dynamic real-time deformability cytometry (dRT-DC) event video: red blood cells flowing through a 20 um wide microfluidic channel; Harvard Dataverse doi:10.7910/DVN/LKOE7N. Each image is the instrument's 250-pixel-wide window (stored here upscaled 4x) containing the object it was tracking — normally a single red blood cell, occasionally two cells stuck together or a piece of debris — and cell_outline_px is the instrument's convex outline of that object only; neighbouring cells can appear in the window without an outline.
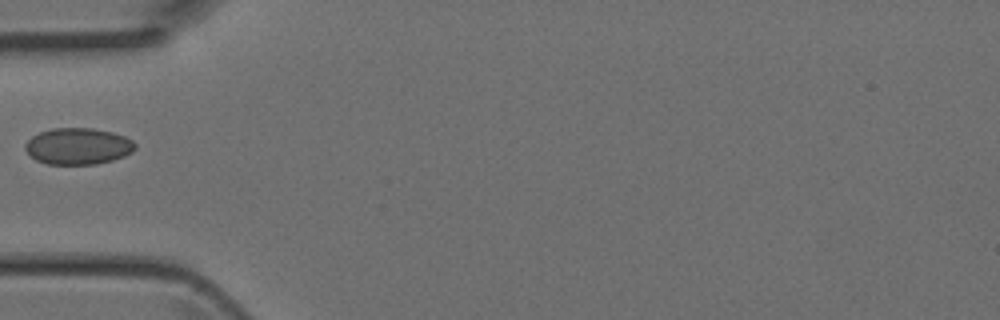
{"species": "Egyptian fruit bat (a non-hibernating species)", "species_latin": "Rousettus aegyptiacus", "temperature_condition": "room temperature", "stored_images_in_passage": 4, "camera_frame_rate_fps": 3000, "um_per_image_px": 0.085, "animal": {"sex": "female"}, "frame": {"image": 1, "passage_image": 4, "time_ms": 1.0, "image_size_px": [1000, 320], "cell_outline_px": [[136, 148], [132, 152], [124, 156], [112, 160], [96, 164], [48, 164], [36, 160], [24, 148], [24, 144], [32, 136], [40, 132], [52, 128], [92, 128], [112, 132], [124, 136], [132, 140], [136, 144]], "centroid_in_image_um": [6.64, 12.42], "position_along_channel_um": 78.4, "area_um2": 23.35}}